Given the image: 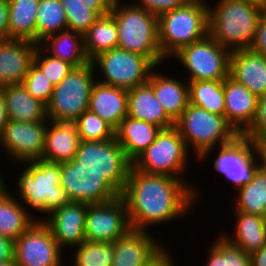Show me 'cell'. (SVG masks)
<instances>
[{"label":"cell","instance_id":"cell-1","mask_svg":"<svg viewBox=\"0 0 266 266\" xmlns=\"http://www.w3.org/2000/svg\"><path fill=\"white\" fill-rule=\"evenodd\" d=\"M185 179L147 174L130 168L121 197L133 230L147 231L157 225L188 214L200 192ZM199 192V193H198Z\"/></svg>","mask_w":266,"mask_h":266},{"label":"cell","instance_id":"cell-2","mask_svg":"<svg viewBox=\"0 0 266 266\" xmlns=\"http://www.w3.org/2000/svg\"><path fill=\"white\" fill-rule=\"evenodd\" d=\"M208 5V34L231 52L248 49L264 9L240 0Z\"/></svg>","mask_w":266,"mask_h":266},{"label":"cell","instance_id":"cell-3","mask_svg":"<svg viewBox=\"0 0 266 266\" xmlns=\"http://www.w3.org/2000/svg\"><path fill=\"white\" fill-rule=\"evenodd\" d=\"M119 1H113L109 13L118 29V47L146 56L156 66L161 65L166 58L162 55L158 41V15L134 2L133 5L123 6Z\"/></svg>","mask_w":266,"mask_h":266},{"label":"cell","instance_id":"cell-4","mask_svg":"<svg viewBox=\"0 0 266 266\" xmlns=\"http://www.w3.org/2000/svg\"><path fill=\"white\" fill-rule=\"evenodd\" d=\"M208 4L187 2L158 15V41L167 59L180 48L208 35Z\"/></svg>","mask_w":266,"mask_h":266},{"label":"cell","instance_id":"cell-5","mask_svg":"<svg viewBox=\"0 0 266 266\" xmlns=\"http://www.w3.org/2000/svg\"><path fill=\"white\" fill-rule=\"evenodd\" d=\"M175 127L184 139L188 150L195 151L196 158L206 160L218 147L231 143L238 134L227 123L225 116L208 112L205 109L188 104L181 116L175 121Z\"/></svg>","mask_w":266,"mask_h":266},{"label":"cell","instance_id":"cell-6","mask_svg":"<svg viewBox=\"0 0 266 266\" xmlns=\"http://www.w3.org/2000/svg\"><path fill=\"white\" fill-rule=\"evenodd\" d=\"M25 166L17 185L20 198L26 205L48 215L69 202L60 186V163L39 159L25 162Z\"/></svg>","mask_w":266,"mask_h":266},{"label":"cell","instance_id":"cell-7","mask_svg":"<svg viewBox=\"0 0 266 266\" xmlns=\"http://www.w3.org/2000/svg\"><path fill=\"white\" fill-rule=\"evenodd\" d=\"M72 161L80 169L98 173L121 196L132 162L126 157L115 137L107 141L81 140Z\"/></svg>","mask_w":266,"mask_h":266},{"label":"cell","instance_id":"cell-8","mask_svg":"<svg viewBox=\"0 0 266 266\" xmlns=\"http://www.w3.org/2000/svg\"><path fill=\"white\" fill-rule=\"evenodd\" d=\"M95 68L91 62L71 72L56 86L46 105L47 118L57 122H74L89 108L95 84Z\"/></svg>","mask_w":266,"mask_h":266},{"label":"cell","instance_id":"cell-9","mask_svg":"<svg viewBox=\"0 0 266 266\" xmlns=\"http://www.w3.org/2000/svg\"><path fill=\"white\" fill-rule=\"evenodd\" d=\"M189 150L179 130L173 126L161 129L155 141L132 162V167L147 174L183 179Z\"/></svg>","mask_w":266,"mask_h":266},{"label":"cell","instance_id":"cell-10","mask_svg":"<svg viewBox=\"0 0 266 266\" xmlns=\"http://www.w3.org/2000/svg\"><path fill=\"white\" fill-rule=\"evenodd\" d=\"M231 51L209 34L203 39L180 48L174 57L190 72L188 82L223 81L229 76Z\"/></svg>","mask_w":266,"mask_h":266},{"label":"cell","instance_id":"cell-11","mask_svg":"<svg viewBox=\"0 0 266 266\" xmlns=\"http://www.w3.org/2000/svg\"><path fill=\"white\" fill-rule=\"evenodd\" d=\"M99 66L104 75L101 83L131 90L148 82L152 70L157 66L146 56L126 51L119 47L100 53L91 61Z\"/></svg>","mask_w":266,"mask_h":266},{"label":"cell","instance_id":"cell-12","mask_svg":"<svg viewBox=\"0 0 266 266\" xmlns=\"http://www.w3.org/2000/svg\"><path fill=\"white\" fill-rule=\"evenodd\" d=\"M218 148L219 153L213 161L216 172L223 174L236 189L253 180L261 167L257 145L253 140L238 135L231 143Z\"/></svg>","mask_w":266,"mask_h":266},{"label":"cell","instance_id":"cell-13","mask_svg":"<svg viewBox=\"0 0 266 266\" xmlns=\"http://www.w3.org/2000/svg\"><path fill=\"white\" fill-rule=\"evenodd\" d=\"M62 250L49 227L38 219L14 241L18 266H63Z\"/></svg>","mask_w":266,"mask_h":266},{"label":"cell","instance_id":"cell-14","mask_svg":"<svg viewBox=\"0 0 266 266\" xmlns=\"http://www.w3.org/2000/svg\"><path fill=\"white\" fill-rule=\"evenodd\" d=\"M84 229L90 242L113 243L126 235L132 228L124 199L118 196L108 203L88 204Z\"/></svg>","mask_w":266,"mask_h":266},{"label":"cell","instance_id":"cell-15","mask_svg":"<svg viewBox=\"0 0 266 266\" xmlns=\"http://www.w3.org/2000/svg\"><path fill=\"white\" fill-rule=\"evenodd\" d=\"M60 171V186L69 201L93 205L108 203L119 196L98 173L80 169L72 160L60 162Z\"/></svg>","mask_w":266,"mask_h":266},{"label":"cell","instance_id":"cell-16","mask_svg":"<svg viewBox=\"0 0 266 266\" xmlns=\"http://www.w3.org/2000/svg\"><path fill=\"white\" fill-rule=\"evenodd\" d=\"M46 123L49 122H21L9 119L0 135V147L4 151L6 150L10 159L17 163L24 164L42 159L45 148Z\"/></svg>","mask_w":266,"mask_h":266},{"label":"cell","instance_id":"cell-17","mask_svg":"<svg viewBox=\"0 0 266 266\" xmlns=\"http://www.w3.org/2000/svg\"><path fill=\"white\" fill-rule=\"evenodd\" d=\"M88 204L69 201L63 207L54 209L47 217L38 218L50 229L52 236L62 248L76 247L85 240V218Z\"/></svg>","mask_w":266,"mask_h":266},{"label":"cell","instance_id":"cell-18","mask_svg":"<svg viewBox=\"0 0 266 266\" xmlns=\"http://www.w3.org/2000/svg\"><path fill=\"white\" fill-rule=\"evenodd\" d=\"M225 119L238 135L252 125L257 112L258 97L230 76L223 80Z\"/></svg>","mask_w":266,"mask_h":266},{"label":"cell","instance_id":"cell-19","mask_svg":"<svg viewBox=\"0 0 266 266\" xmlns=\"http://www.w3.org/2000/svg\"><path fill=\"white\" fill-rule=\"evenodd\" d=\"M149 231L131 229L126 235L113 242L114 261L112 266H147L166 247L156 242Z\"/></svg>","mask_w":266,"mask_h":266},{"label":"cell","instance_id":"cell-20","mask_svg":"<svg viewBox=\"0 0 266 266\" xmlns=\"http://www.w3.org/2000/svg\"><path fill=\"white\" fill-rule=\"evenodd\" d=\"M38 44L21 39H0V88L22 84L33 64Z\"/></svg>","mask_w":266,"mask_h":266},{"label":"cell","instance_id":"cell-21","mask_svg":"<svg viewBox=\"0 0 266 266\" xmlns=\"http://www.w3.org/2000/svg\"><path fill=\"white\" fill-rule=\"evenodd\" d=\"M229 76L246 86L257 97L266 95V55L249 49L232 51Z\"/></svg>","mask_w":266,"mask_h":266},{"label":"cell","instance_id":"cell-22","mask_svg":"<svg viewBox=\"0 0 266 266\" xmlns=\"http://www.w3.org/2000/svg\"><path fill=\"white\" fill-rule=\"evenodd\" d=\"M88 110L116 130L121 120L128 115V90L96 81Z\"/></svg>","mask_w":266,"mask_h":266},{"label":"cell","instance_id":"cell-23","mask_svg":"<svg viewBox=\"0 0 266 266\" xmlns=\"http://www.w3.org/2000/svg\"><path fill=\"white\" fill-rule=\"evenodd\" d=\"M127 116L154 124L161 129L175 126V121L166 113L148 82L128 90Z\"/></svg>","mask_w":266,"mask_h":266},{"label":"cell","instance_id":"cell-24","mask_svg":"<svg viewBox=\"0 0 266 266\" xmlns=\"http://www.w3.org/2000/svg\"><path fill=\"white\" fill-rule=\"evenodd\" d=\"M49 123L42 160L56 163L72 160L81 141L75 123L52 120Z\"/></svg>","mask_w":266,"mask_h":266},{"label":"cell","instance_id":"cell-25","mask_svg":"<svg viewBox=\"0 0 266 266\" xmlns=\"http://www.w3.org/2000/svg\"><path fill=\"white\" fill-rule=\"evenodd\" d=\"M161 128L126 116L115 130V138L126 157L133 162L154 141Z\"/></svg>","mask_w":266,"mask_h":266},{"label":"cell","instance_id":"cell-26","mask_svg":"<svg viewBox=\"0 0 266 266\" xmlns=\"http://www.w3.org/2000/svg\"><path fill=\"white\" fill-rule=\"evenodd\" d=\"M154 72V73H153ZM148 83L166 113L176 121L189 104V86L183 82L152 70Z\"/></svg>","mask_w":266,"mask_h":266},{"label":"cell","instance_id":"cell-27","mask_svg":"<svg viewBox=\"0 0 266 266\" xmlns=\"http://www.w3.org/2000/svg\"><path fill=\"white\" fill-rule=\"evenodd\" d=\"M39 45L44 52L71 64L74 68L90 62L84 48L83 34L73 30H63L46 37Z\"/></svg>","mask_w":266,"mask_h":266},{"label":"cell","instance_id":"cell-28","mask_svg":"<svg viewBox=\"0 0 266 266\" xmlns=\"http://www.w3.org/2000/svg\"><path fill=\"white\" fill-rule=\"evenodd\" d=\"M10 120L21 122L49 121L46 105L33 98L22 84L1 88Z\"/></svg>","mask_w":266,"mask_h":266},{"label":"cell","instance_id":"cell-29","mask_svg":"<svg viewBox=\"0 0 266 266\" xmlns=\"http://www.w3.org/2000/svg\"><path fill=\"white\" fill-rule=\"evenodd\" d=\"M233 237L222 236L244 252L251 254L266 244V217L235 211Z\"/></svg>","mask_w":266,"mask_h":266},{"label":"cell","instance_id":"cell-30","mask_svg":"<svg viewBox=\"0 0 266 266\" xmlns=\"http://www.w3.org/2000/svg\"><path fill=\"white\" fill-rule=\"evenodd\" d=\"M114 0H60L68 29L84 34L101 16L108 15Z\"/></svg>","mask_w":266,"mask_h":266},{"label":"cell","instance_id":"cell-31","mask_svg":"<svg viewBox=\"0 0 266 266\" xmlns=\"http://www.w3.org/2000/svg\"><path fill=\"white\" fill-rule=\"evenodd\" d=\"M9 39L36 43V18L40 0H7Z\"/></svg>","mask_w":266,"mask_h":266},{"label":"cell","instance_id":"cell-32","mask_svg":"<svg viewBox=\"0 0 266 266\" xmlns=\"http://www.w3.org/2000/svg\"><path fill=\"white\" fill-rule=\"evenodd\" d=\"M24 207L7 189L0 194L1 236L15 241L37 220L32 219L33 216Z\"/></svg>","mask_w":266,"mask_h":266},{"label":"cell","instance_id":"cell-33","mask_svg":"<svg viewBox=\"0 0 266 266\" xmlns=\"http://www.w3.org/2000/svg\"><path fill=\"white\" fill-rule=\"evenodd\" d=\"M84 48L91 61L100 53L118 47V29L115 19L110 15L101 16L83 34Z\"/></svg>","mask_w":266,"mask_h":266},{"label":"cell","instance_id":"cell-34","mask_svg":"<svg viewBox=\"0 0 266 266\" xmlns=\"http://www.w3.org/2000/svg\"><path fill=\"white\" fill-rule=\"evenodd\" d=\"M189 103L210 113L225 116L223 81L188 82Z\"/></svg>","mask_w":266,"mask_h":266},{"label":"cell","instance_id":"cell-35","mask_svg":"<svg viewBox=\"0 0 266 266\" xmlns=\"http://www.w3.org/2000/svg\"><path fill=\"white\" fill-rule=\"evenodd\" d=\"M237 190L235 210L266 217V170L262 166L251 182Z\"/></svg>","mask_w":266,"mask_h":266},{"label":"cell","instance_id":"cell-36","mask_svg":"<svg viewBox=\"0 0 266 266\" xmlns=\"http://www.w3.org/2000/svg\"><path fill=\"white\" fill-rule=\"evenodd\" d=\"M66 29L67 17L60 0H40L36 18V43Z\"/></svg>","mask_w":266,"mask_h":266},{"label":"cell","instance_id":"cell-37","mask_svg":"<svg viewBox=\"0 0 266 266\" xmlns=\"http://www.w3.org/2000/svg\"><path fill=\"white\" fill-rule=\"evenodd\" d=\"M73 266H112L114 261L113 243L84 241L74 247Z\"/></svg>","mask_w":266,"mask_h":266},{"label":"cell","instance_id":"cell-38","mask_svg":"<svg viewBox=\"0 0 266 266\" xmlns=\"http://www.w3.org/2000/svg\"><path fill=\"white\" fill-rule=\"evenodd\" d=\"M74 123L82 141H107L115 137V130L89 110L83 112Z\"/></svg>","mask_w":266,"mask_h":266},{"label":"cell","instance_id":"cell-39","mask_svg":"<svg viewBox=\"0 0 266 266\" xmlns=\"http://www.w3.org/2000/svg\"><path fill=\"white\" fill-rule=\"evenodd\" d=\"M38 44L34 54L33 63L44 72L46 78L54 85H58L74 68L71 64L45 53ZM44 56V57H43Z\"/></svg>","mask_w":266,"mask_h":266},{"label":"cell","instance_id":"cell-40","mask_svg":"<svg viewBox=\"0 0 266 266\" xmlns=\"http://www.w3.org/2000/svg\"><path fill=\"white\" fill-rule=\"evenodd\" d=\"M22 85L33 98L38 99L45 105L49 103L54 85L34 63L25 75Z\"/></svg>","mask_w":266,"mask_h":266},{"label":"cell","instance_id":"cell-41","mask_svg":"<svg viewBox=\"0 0 266 266\" xmlns=\"http://www.w3.org/2000/svg\"><path fill=\"white\" fill-rule=\"evenodd\" d=\"M213 247L226 259V266H251L250 254L227 241L222 235Z\"/></svg>","mask_w":266,"mask_h":266},{"label":"cell","instance_id":"cell-42","mask_svg":"<svg viewBox=\"0 0 266 266\" xmlns=\"http://www.w3.org/2000/svg\"><path fill=\"white\" fill-rule=\"evenodd\" d=\"M243 136L255 143L266 138V95L258 97L255 120Z\"/></svg>","mask_w":266,"mask_h":266},{"label":"cell","instance_id":"cell-43","mask_svg":"<svg viewBox=\"0 0 266 266\" xmlns=\"http://www.w3.org/2000/svg\"><path fill=\"white\" fill-rule=\"evenodd\" d=\"M187 2V0H138V3L134 4L153 14L160 15L165 11L182 7Z\"/></svg>","mask_w":266,"mask_h":266},{"label":"cell","instance_id":"cell-44","mask_svg":"<svg viewBox=\"0 0 266 266\" xmlns=\"http://www.w3.org/2000/svg\"><path fill=\"white\" fill-rule=\"evenodd\" d=\"M254 53L266 55V10L259 18L253 40L248 47Z\"/></svg>","mask_w":266,"mask_h":266},{"label":"cell","instance_id":"cell-45","mask_svg":"<svg viewBox=\"0 0 266 266\" xmlns=\"http://www.w3.org/2000/svg\"><path fill=\"white\" fill-rule=\"evenodd\" d=\"M8 15V1L0 0V39H9Z\"/></svg>","mask_w":266,"mask_h":266},{"label":"cell","instance_id":"cell-46","mask_svg":"<svg viewBox=\"0 0 266 266\" xmlns=\"http://www.w3.org/2000/svg\"><path fill=\"white\" fill-rule=\"evenodd\" d=\"M14 258V241L0 235V262Z\"/></svg>","mask_w":266,"mask_h":266},{"label":"cell","instance_id":"cell-47","mask_svg":"<svg viewBox=\"0 0 266 266\" xmlns=\"http://www.w3.org/2000/svg\"><path fill=\"white\" fill-rule=\"evenodd\" d=\"M251 266H266V244L250 254Z\"/></svg>","mask_w":266,"mask_h":266},{"label":"cell","instance_id":"cell-48","mask_svg":"<svg viewBox=\"0 0 266 266\" xmlns=\"http://www.w3.org/2000/svg\"><path fill=\"white\" fill-rule=\"evenodd\" d=\"M9 121L6 100L2 89L0 88V135L3 132L7 122Z\"/></svg>","mask_w":266,"mask_h":266},{"label":"cell","instance_id":"cell-49","mask_svg":"<svg viewBox=\"0 0 266 266\" xmlns=\"http://www.w3.org/2000/svg\"><path fill=\"white\" fill-rule=\"evenodd\" d=\"M172 256L168 250H164L147 266H174Z\"/></svg>","mask_w":266,"mask_h":266},{"label":"cell","instance_id":"cell-50","mask_svg":"<svg viewBox=\"0 0 266 266\" xmlns=\"http://www.w3.org/2000/svg\"><path fill=\"white\" fill-rule=\"evenodd\" d=\"M205 266H226V259L212 246Z\"/></svg>","mask_w":266,"mask_h":266},{"label":"cell","instance_id":"cell-51","mask_svg":"<svg viewBox=\"0 0 266 266\" xmlns=\"http://www.w3.org/2000/svg\"><path fill=\"white\" fill-rule=\"evenodd\" d=\"M256 145L260 156L261 166L266 170V138L257 141Z\"/></svg>","mask_w":266,"mask_h":266},{"label":"cell","instance_id":"cell-52","mask_svg":"<svg viewBox=\"0 0 266 266\" xmlns=\"http://www.w3.org/2000/svg\"><path fill=\"white\" fill-rule=\"evenodd\" d=\"M240 1L245 3H250L252 5H255L257 7L266 10V0H240Z\"/></svg>","mask_w":266,"mask_h":266},{"label":"cell","instance_id":"cell-53","mask_svg":"<svg viewBox=\"0 0 266 266\" xmlns=\"http://www.w3.org/2000/svg\"><path fill=\"white\" fill-rule=\"evenodd\" d=\"M0 266H18V265H17L15 259L13 258L12 260L0 262Z\"/></svg>","mask_w":266,"mask_h":266},{"label":"cell","instance_id":"cell-54","mask_svg":"<svg viewBox=\"0 0 266 266\" xmlns=\"http://www.w3.org/2000/svg\"><path fill=\"white\" fill-rule=\"evenodd\" d=\"M4 180V181H3ZM6 182H5V179L3 178V176L1 175V173H0V194L4 191V190H6V184H5Z\"/></svg>","mask_w":266,"mask_h":266},{"label":"cell","instance_id":"cell-55","mask_svg":"<svg viewBox=\"0 0 266 266\" xmlns=\"http://www.w3.org/2000/svg\"><path fill=\"white\" fill-rule=\"evenodd\" d=\"M188 2H202L207 4V2L205 0H187Z\"/></svg>","mask_w":266,"mask_h":266}]
</instances>
